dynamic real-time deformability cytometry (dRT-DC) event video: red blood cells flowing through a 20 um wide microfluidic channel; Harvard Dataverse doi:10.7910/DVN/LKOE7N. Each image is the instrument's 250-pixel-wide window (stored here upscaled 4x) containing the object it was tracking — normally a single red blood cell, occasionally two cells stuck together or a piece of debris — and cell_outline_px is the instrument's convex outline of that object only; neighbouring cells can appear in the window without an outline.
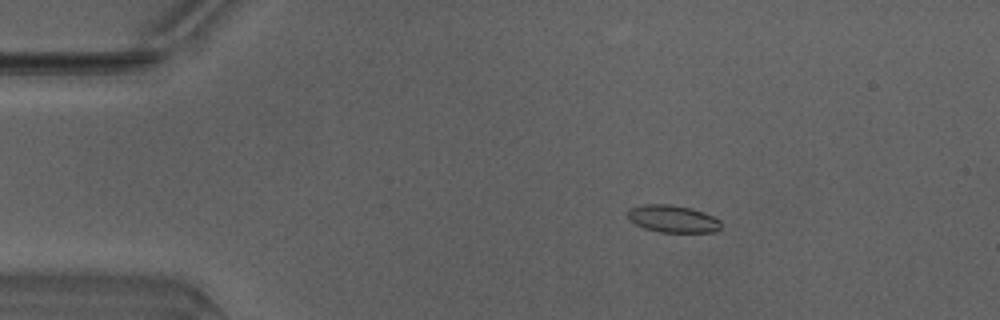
{"species": "Egyptian fruit bat (a non-hibernating species)", "species_latin": "Rousettus aegyptiacus", "temperature_condition": "warm", "stored_images_in_passage": 49, "camera_frame_rate_fps": 3000, "um_per_image_px": 0.085, "animal": {"sex": "male"}, "frame": {"image": 1, "passage_image": 8, "time_ms": 2.333, "image_size_px": [1000, 320], "cell_outline_px": [[720, 228], [716, 232], [660, 232], [644, 228], [628, 220], [628, 212], [632, 208], [644, 204], [668, 204], [688, 208], [704, 212], [720, 220]], "centroid_in_image_um": [57.18, 18.61], "position_along_channel_um": 27.8, "area_um2": 14.68}}
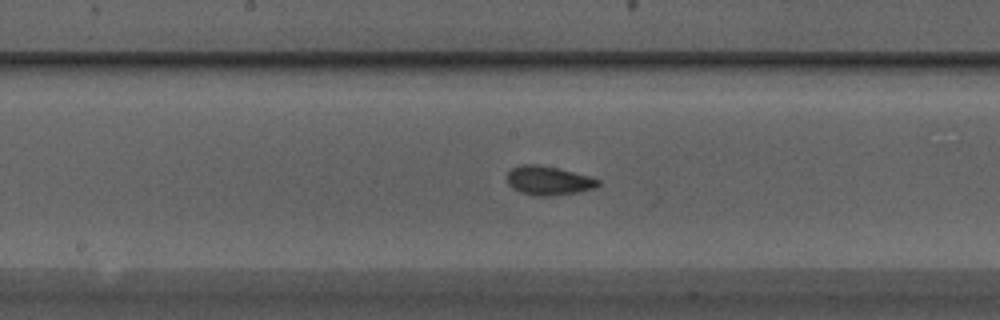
{"frame": {"image": 2, "passage_image": 25, "time_ms": 8.0, "image_size_px": [1000, 320], "cell_outline_px": [[600, 184], [596, 188], [580, 192], [552, 196], [532, 196], [520, 192], [512, 188], [508, 184], [508, 172], [512, 168], [520, 164], [540, 164], [592, 176], [600, 180]], "centroid_in_image_um": [46.65, 15.35], "position_along_channel_um": 201.5, "area_um2": 15.72}}
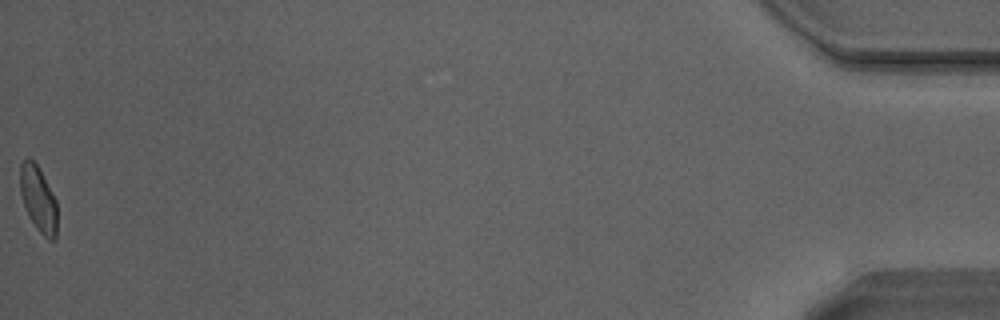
{"frame": {"image": 3, "passage_image": 49, "time_ms": 16.0, "image_size_px": [1000, 320], "cell_outline_px": [[56, 236], [52, 240], [48, 240], [36, 228], [24, 204], [20, 192], [20, 164], [28, 156], [36, 164], [56, 200]], "centroid_in_image_um": [3.24, 16.9], "position_along_channel_um": 432.0, "area_um2": 13.76}, "authors_computed_cell_mechanics": {"area_um2": 14.6812, "velocity_mm_per_s": 4.1765, "shape_relaxation_time_tau1_ms": 4.6168, "shape_relaxation_time_tau2_ms": 2.3166, "deformation_change_tau1": 0.1253, "deformation_change_tau2": 0.0808}}